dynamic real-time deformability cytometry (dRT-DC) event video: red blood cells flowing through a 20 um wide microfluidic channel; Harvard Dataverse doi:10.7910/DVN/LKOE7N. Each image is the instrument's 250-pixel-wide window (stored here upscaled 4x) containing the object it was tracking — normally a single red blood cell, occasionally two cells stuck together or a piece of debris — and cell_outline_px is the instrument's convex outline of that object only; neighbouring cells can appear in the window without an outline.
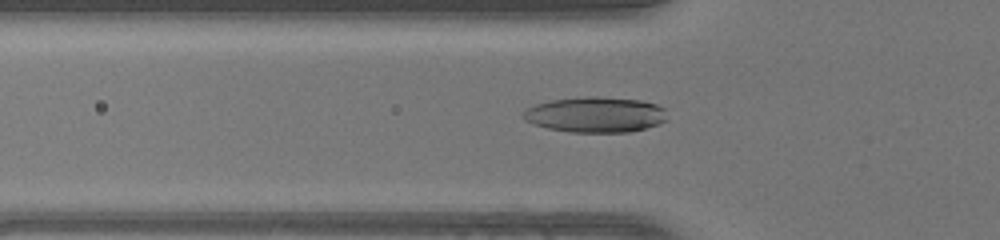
{"species": "human", "species_latin": "Homo sapiens", "temperature_condition": "warm", "stored_images_in_passage": 49, "camera_frame_rate_fps": 3000, "um_per_image_px": 0.085, "donor": {"sex": "female"}, "frame": {"image": 1, "passage_image": 17, "time_ms": 5.333, "image_size_px": [1000, 240], "cell_outline_px": [[668, 120], [660, 124], [628, 132], [568, 132], [548, 128], [532, 124], [524, 120], [520, 116], [520, 112], [536, 104], [552, 100], [588, 96], [596, 96], [640, 100], [656, 104], [664, 108]], "centroid_in_image_um": [50.59, 9.75], "position_along_channel_um": 75.2, "area_um2": 30.0}}
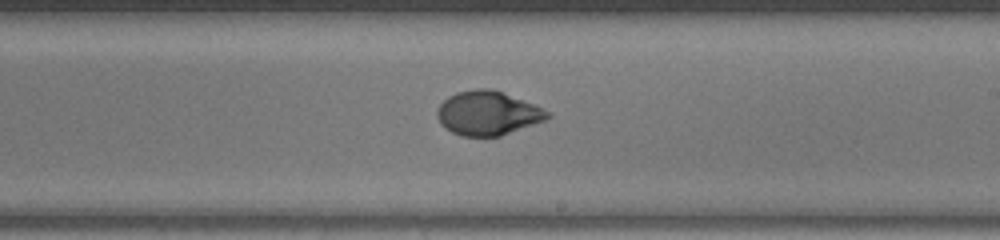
{"frame": {"image": 2, "passage_image": 29, "time_ms": 9.333, "image_size_px": [1000, 240], "cell_outline_px": [[552, 116], [544, 120], [500, 136], [460, 136], [444, 128], [440, 124], [436, 116], [436, 108], [448, 96], [456, 92], [476, 88], [492, 88], [552, 112]], "centroid_in_image_um": [41.41, 9.61], "position_along_channel_um": 247.6, "area_um2": 28.38}}
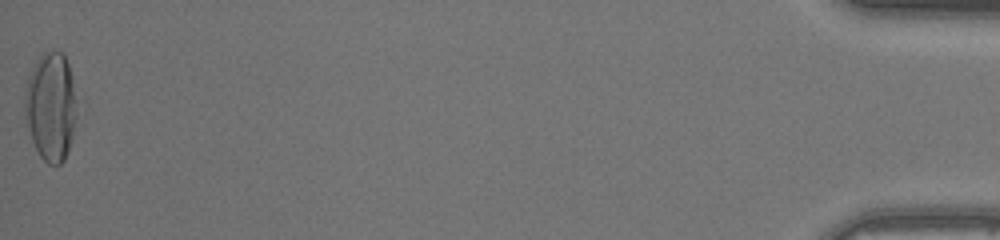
{"frame": {"image": 3, "passage_image": 49, "time_ms": 16.0, "image_size_px": [1000, 240], "cell_outline_px": [[76, 116], [72, 136], [64, 160], [60, 164], [48, 164], [40, 156], [32, 140], [28, 128], [24, 108], [24, 92], [28, 76], [32, 68], [40, 56], [44, 52], [64, 52], [72, 76], [76, 112]], "centroid_in_image_um": [4.3, 9.05], "position_along_channel_um": 430.9, "area_um2": 32.6}, "authors_computed_cell_mechanics": {"area_um2": 28.4954, "velocity_mm_per_s": 4.3105, "shape_relaxation_time_tau1_ms": 7.2517, "shape_relaxation_time_tau2_ms": 1.0666, "deformation_change_tau1": 0.319, "deformation_change_tau2": 0.0368}}